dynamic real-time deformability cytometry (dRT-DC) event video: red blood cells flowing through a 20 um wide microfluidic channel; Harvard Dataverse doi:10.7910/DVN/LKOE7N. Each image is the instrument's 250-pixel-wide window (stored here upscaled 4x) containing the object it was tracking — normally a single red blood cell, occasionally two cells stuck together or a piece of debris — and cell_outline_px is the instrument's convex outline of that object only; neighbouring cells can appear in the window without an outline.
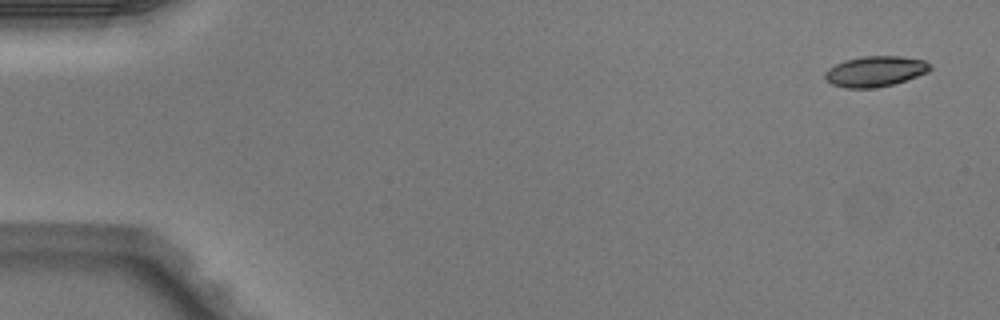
{"species": "Egyptian fruit bat (a non-hibernating species)", "species_latin": "Rousettus aegyptiacus", "temperature_condition": "warm", "stored_images_in_passage": 4, "camera_frame_rate_fps": 3000, "um_per_image_px": 0.085, "animal": {"sex": "male"}, "frame": {"image": 1, "passage_image": 1, "time_ms": 0.0, "image_size_px": [1000, 320], "cell_outline_px": [[932, 68], [928, 72], [892, 84], [876, 88], [844, 88], [832, 84], [824, 76], [824, 72], [828, 68], [844, 60], [864, 56], [900, 56], [924, 60]], "centroid_in_image_um": [74.36, 6.06], "position_along_channel_um": 10.6, "area_um2": 18.55}}
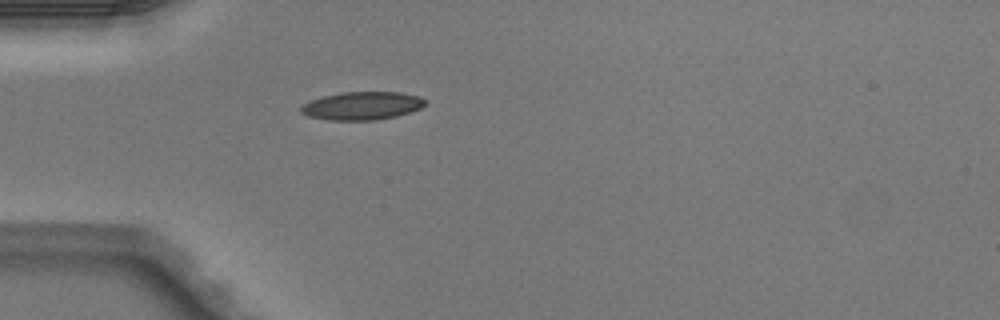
{"frame": {"image": 2, "passage_image": 4, "time_ms": 1.0, "image_size_px": [1000, 320], "cell_outline_px": [[428, 104], [420, 108], [396, 116], [376, 120], [328, 120], [308, 116], [300, 112], [300, 104], [324, 96], [344, 92], [400, 92], [420, 96], [428, 100]], "centroid_in_image_um": [30.79, 8.99], "position_along_channel_um": 54.2, "area_um2": 20.46}}